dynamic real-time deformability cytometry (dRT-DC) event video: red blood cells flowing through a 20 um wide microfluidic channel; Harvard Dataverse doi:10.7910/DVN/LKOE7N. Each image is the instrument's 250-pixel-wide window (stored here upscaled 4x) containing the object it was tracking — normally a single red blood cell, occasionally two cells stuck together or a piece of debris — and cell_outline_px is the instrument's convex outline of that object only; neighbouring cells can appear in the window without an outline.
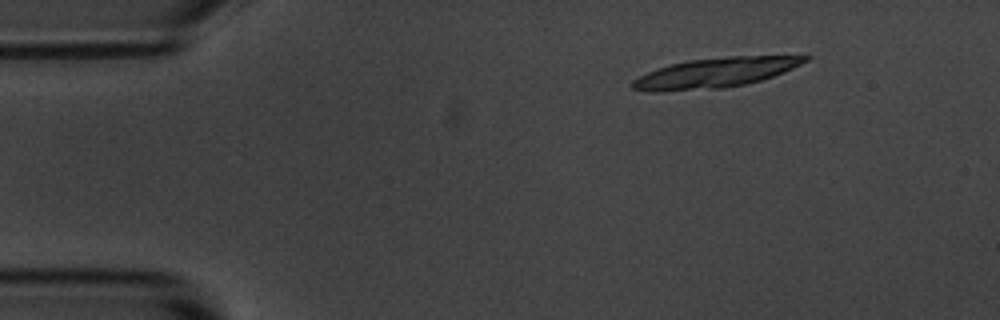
{"species": "common noctule bat (a hibernating species)", "species_latin": "Nyctalus noctula", "temperature_condition": "room temperature", "stored_images_in_passage": 6, "camera_frame_rate_fps": 3000, "um_per_image_px": 0.085, "animal": {"sex": "male", "body_mass_g": 20.1, "forearm_length_mm": 53.5}, "frame": {"image": 1, "passage_image": 2, "time_ms": 1.333, "image_size_px": [1000, 320], "cell_outline_px": [[812, 56], [808, 60], [784, 72], [760, 80], [744, 84], [724, 88], [660, 92], [652, 92], [632, 88], [632, 80], [656, 68], [668, 64], [688, 60], [728, 56]], "centroid_in_image_um": [60.75, 6.18], "position_along_channel_um": 24.3, "area_um2": 29.88}}